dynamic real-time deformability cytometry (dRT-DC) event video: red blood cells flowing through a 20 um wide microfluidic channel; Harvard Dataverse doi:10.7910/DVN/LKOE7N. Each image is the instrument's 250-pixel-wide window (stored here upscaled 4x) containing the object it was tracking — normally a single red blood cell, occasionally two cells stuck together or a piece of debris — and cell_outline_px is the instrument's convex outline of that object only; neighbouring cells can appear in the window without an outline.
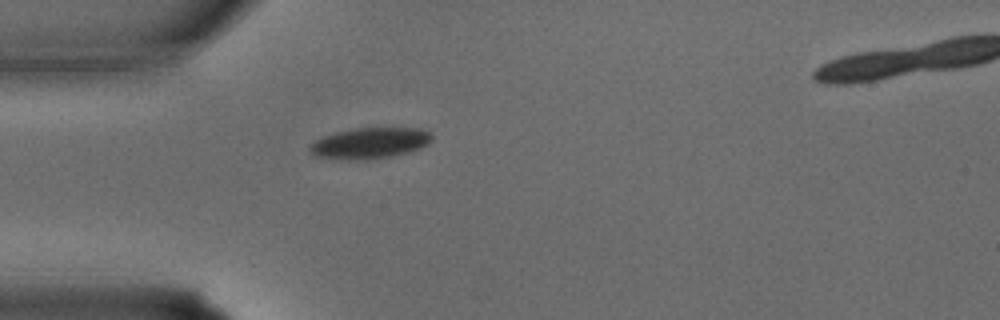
{"species": "common noctule bat (a hibernating species)", "species_latin": "Nyctalus noctula", "temperature_condition": "warm", "stored_images_in_passage": 5, "camera_frame_rate_fps": 3000, "um_per_image_px": 0.085, "animal": {"sex": "male", "body_mass_g": 15.6}, "frame": {"image": 1, "passage_image": 1, "time_ms": 0.0, "image_size_px": [1000, 320], "cell_outline_px": [[432, 140], [428, 144], [420, 148], [408, 152], [392, 156], [348, 160], [340, 160], [312, 156], [308, 152], [308, 148], [320, 136], [336, 132], [356, 128], [420, 128], [428, 132], [432, 136]], "centroid_in_image_um": [31.37, 12.17], "position_along_channel_um": 53.6, "area_um2": 22.08}}